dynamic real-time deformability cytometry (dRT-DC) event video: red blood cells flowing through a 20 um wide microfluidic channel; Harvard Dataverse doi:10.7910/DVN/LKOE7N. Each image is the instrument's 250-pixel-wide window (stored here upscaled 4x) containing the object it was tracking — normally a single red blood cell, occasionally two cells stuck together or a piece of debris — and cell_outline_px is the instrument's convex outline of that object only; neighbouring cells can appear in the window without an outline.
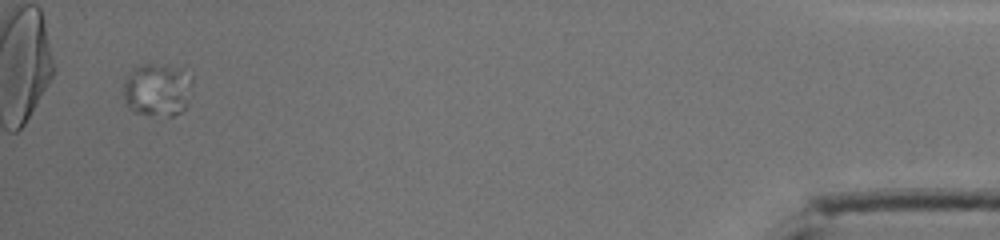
{"species": "human", "species_latin": "Homo sapiens", "temperature_condition": "cold", "stored_images_in_passage": 56, "camera_frame_rate_fps": 3000, "um_per_image_px": 0.085, "donor": {"sex": "male"}, "frame": {"image": 1, "passage_image": 54, "time_ms": 17.667, "image_size_px": [1000, 240], "cell_outline_px": [[192, 84], [184, 108], [180, 112], [172, 116], [168, 116], [136, 112], [124, 100], [124, 76], [140, 64], [152, 64], [172, 68], [192, 76]], "centroid_in_image_um": [13.33, 7.63], "position_along_channel_um": 421.9, "area_um2": 20.63}}